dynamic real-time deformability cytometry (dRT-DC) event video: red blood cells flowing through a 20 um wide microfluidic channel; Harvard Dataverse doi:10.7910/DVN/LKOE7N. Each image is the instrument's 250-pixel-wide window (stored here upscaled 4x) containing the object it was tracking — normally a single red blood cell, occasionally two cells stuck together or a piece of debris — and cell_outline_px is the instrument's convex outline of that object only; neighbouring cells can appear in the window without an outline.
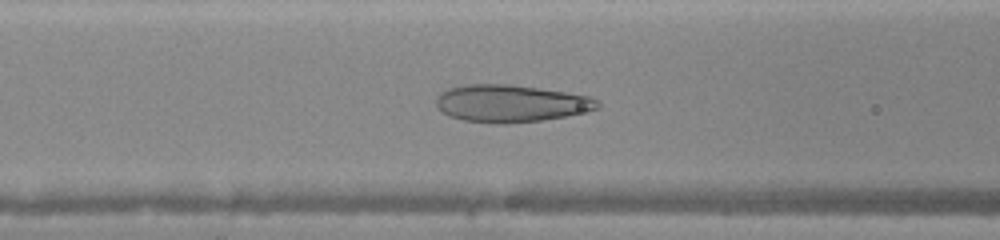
{"species": "human", "species_latin": "Homo sapiens", "temperature_condition": "warm", "stored_images_in_passage": 45, "camera_frame_rate_fps": 3000, "um_per_image_px": 0.085, "donor": {"sex": "female"}, "frame": {"image": 1, "passage_image": 19, "time_ms": 6.0, "image_size_px": [1000, 240], "cell_outline_px": [[600, 108], [588, 112], [540, 120], [504, 124], [496, 124], [464, 120], [448, 116], [440, 112], [436, 104], [436, 100], [440, 92], [448, 88], [468, 84], [504, 84], [536, 88], [564, 92], [588, 96], [596, 100], [600, 104]], "centroid_in_image_um": [43.38, 8.8], "position_along_channel_um": 123.2, "area_um2": 34.97}}
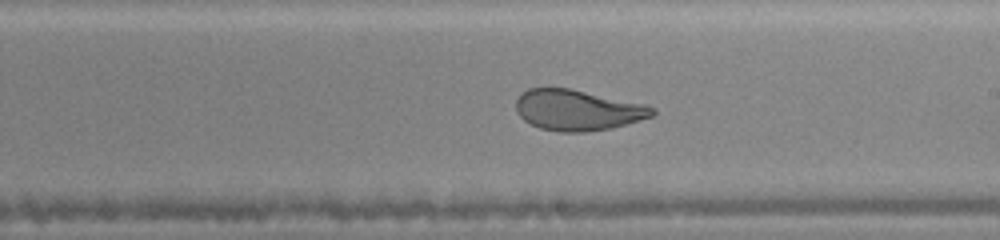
{"frame": {"image": 2, "passage_image": 27, "time_ms": 8.667, "image_size_px": [1000, 240], "cell_outline_px": [[656, 112], [652, 116], [612, 128], [584, 132], [560, 132], [540, 128], [524, 120], [516, 112], [516, 100], [520, 92], [528, 88], [568, 88], [648, 104], [656, 108]], "centroid_in_image_um": [49.1, 9.35], "position_along_channel_um": 239.9, "area_um2": 32.54}}
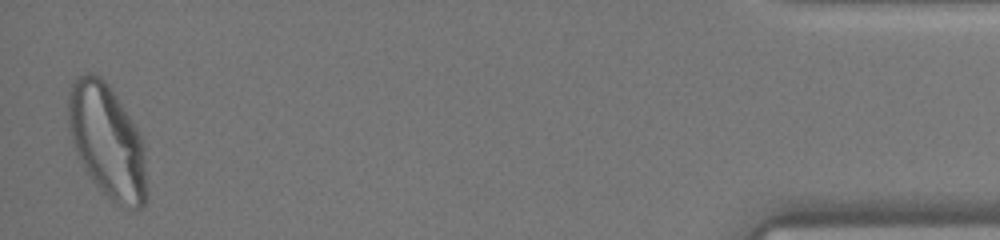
{"frame": {"image": 3, "passage_image": 45, "time_ms": 14.667, "image_size_px": [1000, 240], "cell_outline_px": [[148, 192], [144, 208], [136, 212], [116, 204], [96, 184], [88, 172], [76, 148], [72, 136], [68, 116], [68, 92], [76, 76], [84, 72], [92, 72], [100, 76], [108, 84], [116, 96], [136, 128], [144, 144], [148, 180]], "centroid_in_image_um": [9.17, 12.03], "position_along_channel_um": 426.0, "area_um2": 51.79}}